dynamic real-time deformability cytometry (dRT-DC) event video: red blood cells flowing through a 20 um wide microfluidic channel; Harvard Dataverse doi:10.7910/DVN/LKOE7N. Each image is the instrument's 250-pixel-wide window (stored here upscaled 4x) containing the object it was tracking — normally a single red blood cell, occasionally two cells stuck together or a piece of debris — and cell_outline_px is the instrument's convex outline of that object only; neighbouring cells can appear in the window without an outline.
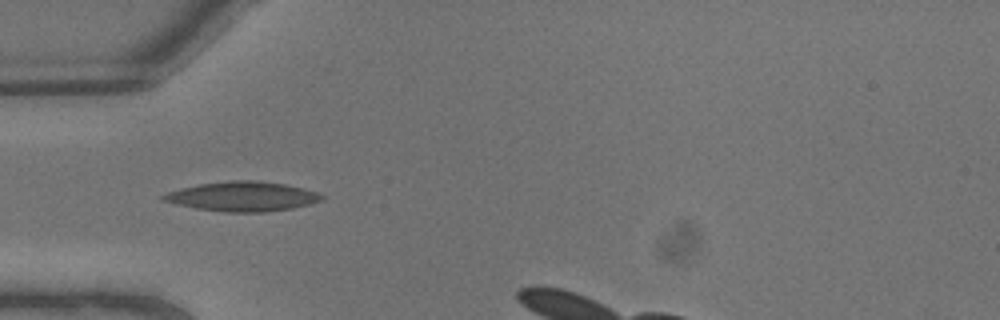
{"species": "common noctule bat (a hibernating species)", "species_latin": "Nyctalus noctula", "temperature_condition": "warm", "stored_images_in_passage": 3, "camera_frame_rate_fps": 3000, "um_per_image_px": 0.085, "animal": {"sex": "male", "body_mass_g": 13.3}, "frame": {"image": 1, "passage_image": 1, "time_ms": 0.0, "image_size_px": [1000, 320], "cell_outline_px": [[324, 200], [292, 208], [264, 212], [224, 212], [196, 208], [176, 204], [164, 200], [160, 196], [168, 192], [180, 188], [200, 184], [228, 180], [256, 180], [284, 184], [316, 192], [324, 196]], "centroid_in_image_um": [20.6, 16.69], "position_along_channel_um": 64.4, "area_um2": 27.11}}